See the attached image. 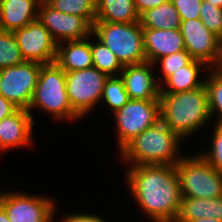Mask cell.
Here are the masks:
<instances>
[{"label": "cell", "mask_w": 222, "mask_h": 222, "mask_svg": "<svg viewBox=\"0 0 222 222\" xmlns=\"http://www.w3.org/2000/svg\"><path fill=\"white\" fill-rule=\"evenodd\" d=\"M129 189L155 222H175L181 190L175 165H137L127 174Z\"/></svg>", "instance_id": "6da1fadb"}, {"label": "cell", "mask_w": 222, "mask_h": 222, "mask_svg": "<svg viewBox=\"0 0 222 222\" xmlns=\"http://www.w3.org/2000/svg\"><path fill=\"white\" fill-rule=\"evenodd\" d=\"M160 120L180 138L194 133L211 118L208 91L202 87L179 93H160Z\"/></svg>", "instance_id": "7a4b0ae2"}, {"label": "cell", "mask_w": 222, "mask_h": 222, "mask_svg": "<svg viewBox=\"0 0 222 222\" xmlns=\"http://www.w3.org/2000/svg\"><path fill=\"white\" fill-rule=\"evenodd\" d=\"M180 140V137L160 120L137 135L120 153L125 161H132L134 166L175 165L181 159L176 156Z\"/></svg>", "instance_id": "3957f363"}, {"label": "cell", "mask_w": 222, "mask_h": 222, "mask_svg": "<svg viewBox=\"0 0 222 222\" xmlns=\"http://www.w3.org/2000/svg\"><path fill=\"white\" fill-rule=\"evenodd\" d=\"M92 32L116 55L123 66L147 62L143 28L140 22L109 23L95 21Z\"/></svg>", "instance_id": "277c9868"}, {"label": "cell", "mask_w": 222, "mask_h": 222, "mask_svg": "<svg viewBox=\"0 0 222 222\" xmlns=\"http://www.w3.org/2000/svg\"><path fill=\"white\" fill-rule=\"evenodd\" d=\"M42 108L57 118H80L71 107L66 90L65 71L55 62L41 64L37 85L29 108Z\"/></svg>", "instance_id": "5b68a950"}, {"label": "cell", "mask_w": 222, "mask_h": 222, "mask_svg": "<svg viewBox=\"0 0 222 222\" xmlns=\"http://www.w3.org/2000/svg\"><path fill=\"white\" fill-rule=\"evenodd\" d=\"M175 170L182 197L209 199L222 196V173L201 155L180 159Z\"/></svg>", "instance_id": "8992f818"}, {"label": "cell", "mask_w": 222, "mask_h": 222, "mask_svg": "<svg viewBox=\"0 0 222 222\" xmlns=\"http://www.w3.org/2000/svg\"><path fill=\"white\" fill-rule=\"evenodd\" d=\"M66 90L72 110L80 117L100 101L109 78L95 67L65 72Z\"/></svg>", "instance_id": "52a82bcc"}, {"label": "cell", "mask_w": 222, "mask_h": 222, "mask_svg": "<svg viewBox=\"0 0 222 222\" xmlns=\"http://www.w3.org/2000/svg\"><path fill=\"white\" fill-rule=\"evenodd\" d=\"M120 151L137 135L160 121L159 100L130 99L114 113Z\"/></svg>", "instance_id": "ba28073f"}, {"label": "cell", "mask_w": 222, "mask_h": 222, "mask_svg": "<svg viewBox=\"0 0 222 222\" xmlns=\"http://www.w3.org/2000/svg\"><path fill=\"white\" fill-rule=\"evenodd\" d=\"M40 70L41 64L28 61L0 69V94L19 109L27 110Z\"/></svg>", "instance_id": "9c48e42d"}, {"label": "cell", "mask_w": 222, "mask_h": 222, "mask_svg": "<svg viewBox=\"0 0 222 222\" xmlns=\"http://www.w3.org/2000/svg\"><path fill=\"white\" fill-rule=\"evenodd\" d=\"M181 35L185 50L195 60L219 68L222 61V39L198 19L182 20Z\"/></svg>", "instance_id": "30bf717a"}, {"label": "cell", "mask_w": 222, "mask_h": 222, "mask_svg": "<svg viewBox=\"0 0 222 222\" xmlns=\"http://www.w3.org/2000/svg\"><path fill=\"white\" fill-rule=\"evenodd\" d=\"M12 33L25 61L42 65L55 62L57 43L38 19Z\"/></svg>", "instance_id": "8fae6325"}, {"label": "cell", "mask_w": 222, "mask_h": 222, "mask_svg": "<svg viewBox=\"0 0 222 222\" xmlns=\"http://www.w3.org/2000/svg\"><path fill=\"white\" fill-rule=\"evenodd\" d=\"M0 205L10 222H51L55 209L50 199L18 192L0 194Z\"/></svg>", "instance_id": "7c38bea8"}, {"label": "cell", "mask_w": 222, "mask_h": 222, "mask_svg": "<svg viewBox=\"0 0 222 222\" xmlns=\"http://www.w3.org/2000/svg\"><path fill=\"white\" fill-rule=\"evenodd\" d=\"M39 7L41 9L38 11L37 19L48 29L57 44L60 43L59 39L64 41L83 40L92 34V26L83 17L55 10L45 1H41Z\"/></svg>", "instance_id": "4fadbf2b"}, {"label": "cell", "mask_w": 222, "mask_h": 222, "mask_svg": "<svg viewBox=\"0 0 222 222\" xmlns=\"http://www.w3.org/2000/svg\"><path fill=\"white\" fill-rule=\"evenodd\" d=\"M152 63L126 65L120 76L130 99L159 100L160 84L155 82Z\"/></svg>", "instance_id": "5bb4252c"}, {"label": "cell", "mask_w": 222, "mask_h": 222, "mask_svg": "<svg viewBox=\"0 0 222 222\" xmlns=\"http://www.w3.org/2000/svg\"><path fill=\"white\" fill-rule=\"evenodd\" d=\"M143 41L147 62L152 64L164 56L185 50L180 29L143 28Z\"/></svg>", "instance_id": "9a60e30c"}, {"label": "cell", "mask_w": 222, "mask_h": 222, "mask_svg": "<svg viewBox=\"0 0 222 222\" xmlns=\"http://www.w3.org/2000/svg\"><path fill=\"white\" fill-rule=\"evenodd\" d=\"M34 124L31 112L18 109L12 115L0 120V149H10L30 142Z\"/></svg>", "instance_id": "2e32d148"}, {"label": "cell", "mask_w": 222, "mask_h": 222, "mask_svg": "<svg viewBox=\"0 0 222 222\" xmlns=\"http://www.w3.org/2000/svg\"><path fill=\"white\" fill-rule=\"evenodd\" d=\"M39 0H3L0 5V30L13 32L37 20Z\"/></svg>", "instance_id": "e0dca14e"}, {"label": "cell", "mask_w": 222, "mask_h": 222, "mask_svg": "<svg viewBox=\"0 0 222 222\" xmlns=\"http://www.w3.org/2000/svg\"><path fill=\"white\" fill-rule=\"evenodd\" d=\"M66 47L57 44L55 63L65 72L93 67L90 42L83 40L67 41ZM63 49V50H62Z\"/></svg>", "instance_id": "ac0fdd59"}, {"label": "cell", "mask_w": 222, "mask_h": 222, "mask_svg": "<svg viewBox=\"0 0 222 222\" xmlns=\"http://www.w3.org/2000/svg\"><path fill=\"white\" fill-rule=\"evenodd\" d=\"M201 218L222 220V196L209 199L182 197L175 222H189Z\"/></svg>", "instance_id": "d6986e66"}, {"label": "cell", "mask_w": 222, "mask_h": 222, "mask_svg": "<svg viewBox=\"0 0 222 222\" xmlns=\"http://www.w3.org/2000/svg\"><path fill=\"white\" fill-rule=\"evenodd\" d=\"M96 21L135 23L139 15L134 0H96Z\"/></svg>", "instance_id": "ffe728a7"}, {"label": "cell", "mask_w": 222, "mask_h": 222, "mask_svg": "<svg viewBox=\"0 0 222 222\" xmlns=\"http://www.w3.org/2000/svg\"><path fill=\"white\" fill-rule=\"evenodd\" d=\"M181 21V17L171 0L149 9L139 16L142 28L149 29H180Z\"/></svg>", "instance_id": "44dd1931"}, {"label": "cell", "mask_w": 222, "mask_h": 222, "mask_svg": "<svg viewBox=\"0 0 222 222\" xmlns=\"http://www.w3.org/2000/svg\"><path fill=\"white\" fill-rule=\"evenodd\" d=\"M200 64L203 65L205 63L193 59L188 65L170 75L164 81L165 85L170 88L164 90L162 87L160 88V93H179L202 87L205 81L198 80Z\"/></svg>", "instance_id": "7402d4cb"}, {"label": "cell", "mask_w": 222, "mask_h": 222, "mask_svg": "<svg viewBox=\"0 0 222 222\" xmlns=\"http://www.w3.org/2000/svg\"><path fill=\"white\" fill-rule=\"evenodd\" d=\"M45 2L65 14L83 17L91 26L96 21V0H46Z\"/></svg>", "instance_id": "603a6c76"}, {"label": "cell", "mask_w": 222, "mask_h": 222, "mask_svg": "<svg viewBox=\"0 0 222 222\" xmlns=\"http://www.w3.org/2000/svg\"><path fill=\"white\" fill-rule=\"evenodd\" d=\"M90 48L92 51L93 67L106 74L108 77H115L116 72L123 70L124 66L117 59L116 55L101 41L97 44H92L90 42Z\"/></svg>", "instance_id": "cb8c5ba5"}, {"label": "cell", "mask_w": 222, "mask_h": 222, "mask_svg": "<svg viewBox=\"0 0 222 222\" xmlns=\"http://www.w3.org/2000/svg\"><path fill=\"white\" fill-rule=\"evenodd\" d=\"M24 62L14 34L0 30V69Z\"/></svg>", "instance_id": "d4e9b609"}, {"label": "cell", "mask_w": 222, "mask_h": 222, "mask_svg": "<svg viewBox=\"0 0 222 222\" xmlns=\"http://www.w3.org/2000/svg\"><path fill=\"white\" fill-rule=\"evenodd\" d=\"M101 98L105 99L114 113L130 100L121 77H109L106 80Z\"/></svg>", "instance_id": "484cf974"}, {"label": "cell", "mask_w": 222, "mask_h": 222, "mask_svg": "<svg viewBox=\"0 0 222 222\" xmlns=\"http://www.w3.org/2000/svg\"><path fill=\"white\" fill-rule=\"evenodd\" d=\"M205 86L208 91L210 115L212 116L218 110L217 124H222V70L220 68L212 69L209 78L205 81Z\"/></svg>", "instance_id": "4316f807"}, {"label": "cell", "mask_w": 222, "mask_h": 222, "mask_svg": "<svg viewBox=\"0 0 222 222\" xmlns=\"http://www.w3.org/2000/svg\"><path fill=\"white\" fill-rule=\"evenodd\" d=\"M200 20L208 30L222 39V8L203 0L200 9Z\"/></svg>", "instance_id": "83f0119b"}, {"label": "cell", "mask_w": 222, "mask_h": 222, "mask_svg": "<svg viewBox=\"0 0 222 222\" xmlns=\"http://www.w3.org/2000/svg\"><path fill=\"white\" fill-rule=\"evenodd\" d=\"M192 60L193 58L186 50L170 54L158 59L157 61L159 63L161 62L162 65V70L164 74L163 80L165 81L170 75L174 74L182 67L188 65Z\"/></svg>", "instance_id": "f1b7e54d"}, {"label": "cell", "mask_w": 222, "mask_h": 222, "mask_svg": "<svg viewBox=\"0 0 222 222\" xmlns=\"http://www.w3.org/2000/svg\"><path fill=\"white\" fill-rule=\"evenodd\" d=\"M213 138L210 153L202 154L201 156L208 161L213 168L222 173V124L215 126Z\"/></svg>", "instance_id": "f546056e"}, {"label": "cell", "mask_w": 222, "mask_h": 222, "mask_svg": "<svg viewBox=\"0 0 222 222\" xmlns=\"http://www.w3.org/2000/svg\"><path fill=\"white\" fill-rule=\"evenodd\" d=\"M177 9L181 20L200 18V9L203 0H171Z\"/></svg>", "instance_id": "4dcf8cb0"}, {"label": "cell", "mask_w": 222, "mask_h": 222, "mask_svg": "<svg viewBox=\"0 0 222 222\" xmlns=\"http://www.w3.org/2000/svg\"><path fill=\"white\" fill-rule=\"evenodd\" d=\"M168 1L169 0H134V6L136 12L140 16L143 12L160 6Z\"/></svg>", "instance_id": "1f68e13d"}, {"label": "cell", "mask_w": 222, "mask_h": 222, "mask_svg": "<svg viewBox=\"0 0 222 222\" xmlns=\"http://www.w3.org/2000/svg\"><path fill=\"white\" fill-rule=\"evenodd\" d=\"M19 108L0 94V120L12 115Z\"/></svg>", "instance_id": "d6a6232c"}, {"label": "cell", "mask_w": 222, "mask_h": 222, "mask_svg": "<svg viewBox=\"0 0 222 222\" xmlns=\"http://www.w3.org/2000/svg\"><path fill=\"white\" fill-rule=\"evenodd\" d=\"M63 222H106V221L94 215L75 214L65 217V219H63Z\"/></svg>", "instance_id": "836d02e7"}, {"label": "cell", "mask_w": 222, "mask_h": 222, "mask_svg": "<svg viewBox=\"0 0 222 222\" xmlns=\"http://www.w3.org/2000/svg\"><path fill=\"white\" fill-rule=\"evenodd\" d=\"M0 222H10L4 208L0 205Z\"/></svg>", "instance_id": "e575fe53"}, {"label": "cell", "mask_w": 222, "mask_h": 222, "mask_svg": "<svg viewBox=\"0 0 222 222\" xmlns=\"http://www.w3.org/2000/svg\"><path fill=\"white\" fill-rule=\"evenodd\" d=\"M189 222H222V220L215 219V218H201V219H197V220L189 221Z\"/></svg>", "instance_id": "d590c367"}, {"label": "cell", "mask_w": 222, "mask_h": 222, "mask_svg": "<svg viewBox=\"0 0 222 222\" xmlns=\"http://www.w3.org/2000/svg\"><path fill=\"white\" fill-rule=\"evenodd\" d=\"M206 1L210 2L214 6L222 8V0H206Z\"/></svg>", "instance_id": "8d00e7d4"}]
</instances>
